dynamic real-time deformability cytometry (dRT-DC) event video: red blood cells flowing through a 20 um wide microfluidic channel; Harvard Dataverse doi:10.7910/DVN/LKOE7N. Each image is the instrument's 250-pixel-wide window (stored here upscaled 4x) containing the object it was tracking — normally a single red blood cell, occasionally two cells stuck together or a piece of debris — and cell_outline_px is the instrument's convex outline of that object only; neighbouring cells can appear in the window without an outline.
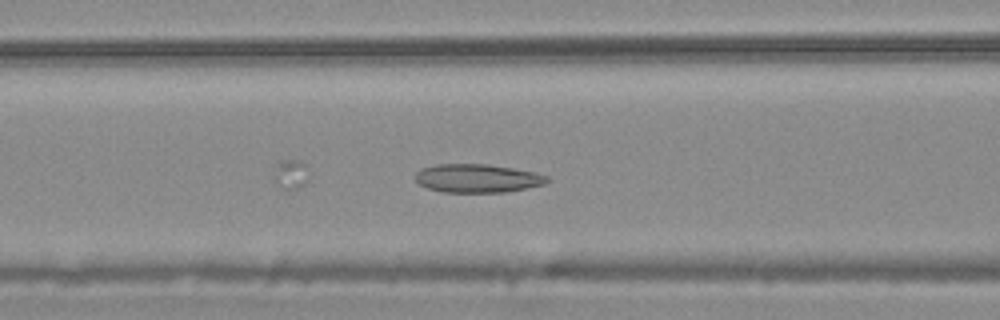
{"species": "common noctule bat (a hibernating species)", "species_latin": "Nyctalus noctula", "temperature_condition": "warm", "stored_images_in_passage": 40, "camera_frame_rate_fps": 3000, "um_per_image_px": 0.085, "animal": {"sex": "male", "body_mass_g": 20.4}, "frame": {"image": 1, "passage_image": 8, "time_ms": 2.333, "image_size_px": [1000, 320], "cell_outline_px": [[552, 180], [544, 184], [504, 192], [444, 192], [428, 188], [420, 184], [416, 180], [416, 172], [420, 168], [436, 164], [488, 164], [536, 172], [548, 176]], "centroid_in_image_um": [40.59, 15.14], "position_along_channel_um": 126.0, "area_um2": 21.85}}
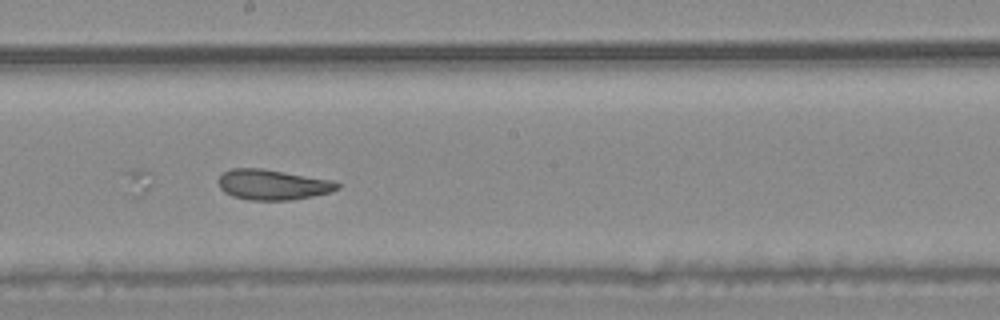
{"frame": {"image": 2, "passage_image": 16, "time_ms": 5.0, "image_size_px": [1000, 320], "cell_outline_px": [[344, 184], [340, 188], [332, 192], [292, 200], [248, 200], [232, 196], [224, 192], [220, 188], [216, 180], [224, 172], [232, 168], [260, 168], [336, 180]], "centroid_in_image_um": [23.23, 15.69], "position_along_channel_um": 225.0, "area_um2": 21.44}}
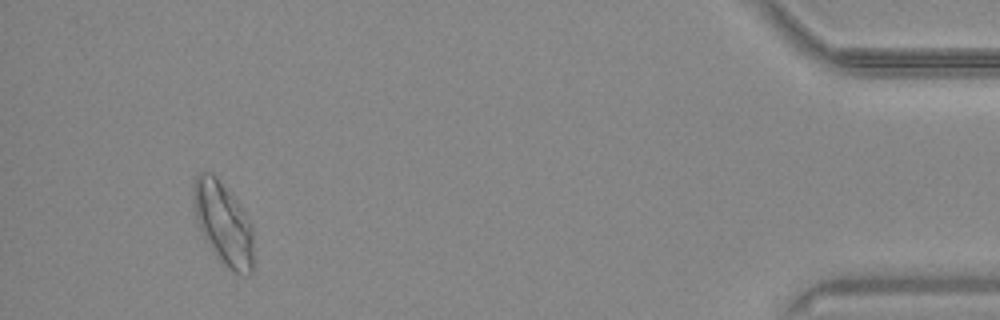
{"frame": {"image": 3, "passage_image": 37, "time_ms": 12.0, "image_size_px": [1000, 320], "cell_outline_px": [[252, 272], [248, 276], [240, 276], [224, 268], [204, 240], [196, 220], [192, 200], [192, 184], [196, 176], [200, 172], [212, 172], [216, 176], [240, 204], [252, 224]], "centroid_in_image_um": [18.96, 19.02], "position_along_channel_um": 416.2, "area_um2": 29.71}, "authors_computed_cell_mechanics": {"area_um2": 23.0333, "velocity_mm_per_s": 3.7158, "shape_relaxation_time_tau1_ms": null, "shape_relaxation_time_tau2_ms": 2.2596, "deformation_change_tau1": null, "deformation_change_tau2": 0.0926}}